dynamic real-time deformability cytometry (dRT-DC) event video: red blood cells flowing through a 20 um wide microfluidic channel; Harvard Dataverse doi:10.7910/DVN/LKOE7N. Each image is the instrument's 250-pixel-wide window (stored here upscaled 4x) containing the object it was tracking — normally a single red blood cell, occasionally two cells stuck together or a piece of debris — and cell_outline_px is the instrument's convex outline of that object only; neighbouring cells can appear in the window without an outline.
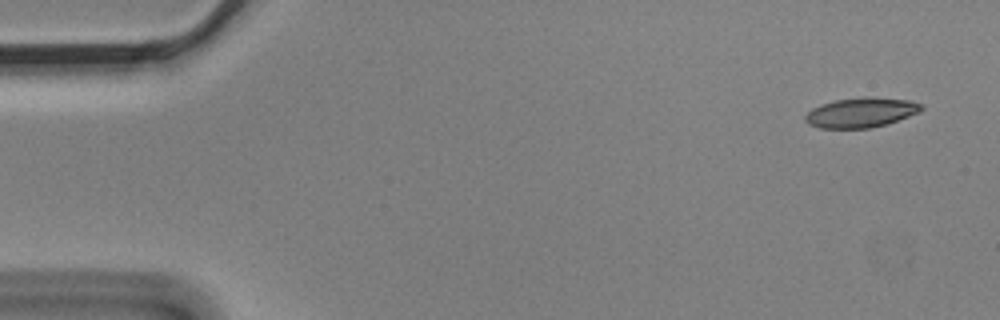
{"species": "Egyptian fruit bat (a non-hibernating species)", "species_latin": "Rousettus aegyptiacus", "temperature_condition": "cold", "stored_images_in_passage": 4, "camera_frame_rate_fps": 3000, "um_per_image_px": 0.085, "animal": {"sex": "male"}, "frame": {"image": 1, "passage_image": 1, "time_ms": 0.0, "image_size_px": [1000, 320], "cell_outline_px": [[924, 108], [920, 112], [884, 124], [868, 128], [820, 128], [808, 124], [804, 120], [804, 116], [812, 108], [820, 104], [836, 100], [864, 96], [912, 100], [924, 104]], "centroid_in_image_um": [73.19, 9.55], "position_along_channel_um": 11.8, "area_um2": 20.23}}